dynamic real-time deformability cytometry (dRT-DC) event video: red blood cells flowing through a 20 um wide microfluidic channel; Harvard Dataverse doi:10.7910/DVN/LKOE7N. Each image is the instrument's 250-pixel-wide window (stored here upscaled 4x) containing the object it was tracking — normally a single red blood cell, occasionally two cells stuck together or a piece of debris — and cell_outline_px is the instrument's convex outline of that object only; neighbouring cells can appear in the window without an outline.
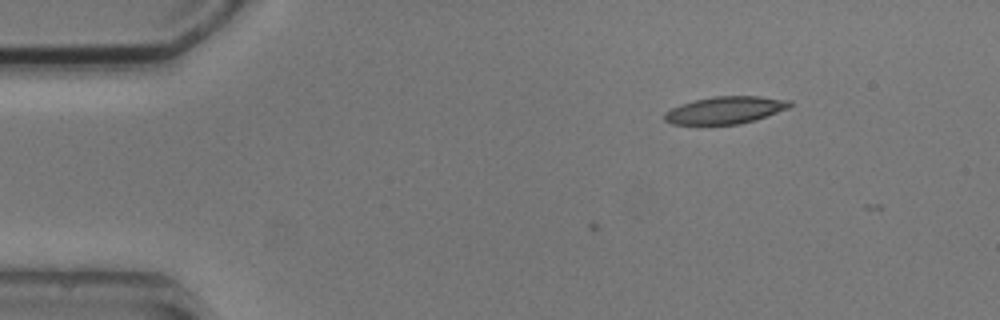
{"species": "common noctule bat (a hibernating species)", "species_latin": "Nyctalus noctula", "temperature_condition": "cold", "stored_images_in_passage": 2, "camera_frame_rate_fps": 3000, "um_per_image_px": 0.085, "animal": {"sex": "male", "body_mass_g": 20.5, "forearm_length_mm": 52.5}, "frame": {"image": 1, "passage_image": 1, "time_ms": 0.0, "image_size_px": [1000, 320], "cell_outline_px": [[792, 104], [788, 108], [756, 120], [740, 124], [672, 124], [664, 120], [664, 112], [680, 104], [696, 100], [716, 96], [760, 96], [792, 100]], "centroid_in_image_um": [61.67, 9.36], "position_along_channel_um": 23.3, "area_um2": 19.88}}